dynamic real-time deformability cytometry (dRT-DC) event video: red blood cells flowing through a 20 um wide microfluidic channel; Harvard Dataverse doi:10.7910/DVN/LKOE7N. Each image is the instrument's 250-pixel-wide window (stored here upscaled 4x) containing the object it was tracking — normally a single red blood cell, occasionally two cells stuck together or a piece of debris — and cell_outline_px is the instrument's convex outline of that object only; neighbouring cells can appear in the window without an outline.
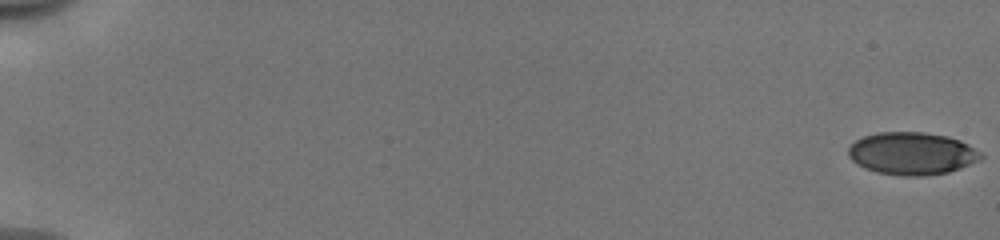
{"species": "human", "species_latin": "Homo sapiens", "temperature_condition": "cold", "stored_images_in_passage": 18, "camera_frame_rate_fps": 3000, "um_per_image_px": 0.085, "donor": {"sex": "male"}, "frame": {"image": 1, "passage_image": 1, "time_ms": 0.0, "image_size_px": [1000, 240], "cell_outline_px": [[984, 156], [980, 160], [960, 168], [948, 172], [924, 176], [904, 176], [876, 172], [864, 168], [856, 164], [848, 156], [848, 148], [856, 140], [864, 136], [876, 132], [924, 132], [948, 136], [960, 140], [968, 144], [980, 152]], "centroid_in_image_um": [77.51, 13.04], "position_along_channel_um": 7.5, "area_um2": 33.0}}
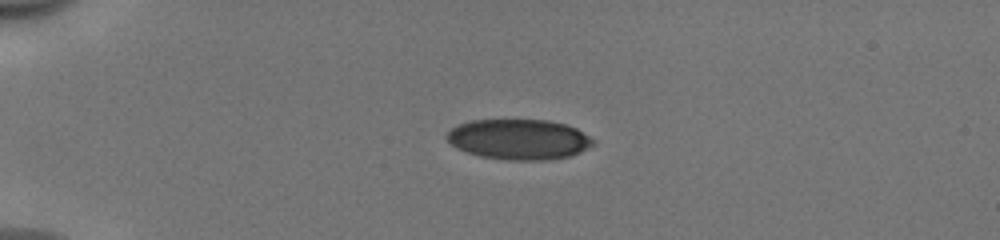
{"frame": {"image": 2, "passage_image": 11, "time_ms": 3.333, "image_size_px": [1000, 240], "cell_outline_px": [[596, 144], [580, 152], [568, 156], [548, 160], [504, 160], [480, 156], [456, 148], [444, 136], [452, 128], [460, 124], [472, 120], [548, 120], [564, 124], [576, 128], [596, 140]], "centroid_in_image_um": [44.13, 11.85], "position_along_channel_um": 40.9, "area_um2": 34.45}}
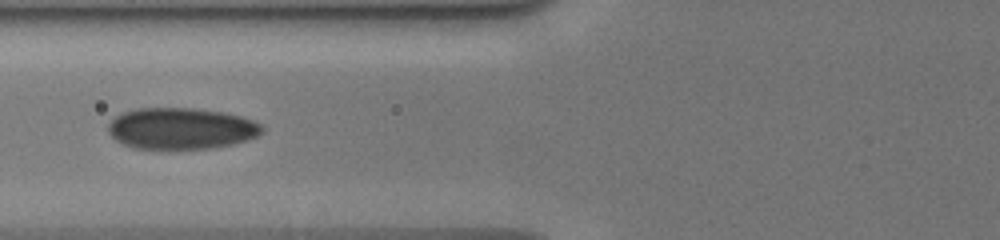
{"frame": {"image": 3, "passage_image": 16, "time_ms": 5.0, "image_size_px": [1000, 240], "cell_outline_px": [[264, 132], [248, 140], [232, 144], [212, 148], [136, 148], [124, 144], [116, 140], [108, 132], [108, 124], [116, 116], [124, 112], [136, 108], [196, 108], [224, 112], [256, 120], [264, 128]], "centroid_in_image_um": [15.44, 10.91], "position_along_channel_um": 110.4, "area_um2": 37.11}}